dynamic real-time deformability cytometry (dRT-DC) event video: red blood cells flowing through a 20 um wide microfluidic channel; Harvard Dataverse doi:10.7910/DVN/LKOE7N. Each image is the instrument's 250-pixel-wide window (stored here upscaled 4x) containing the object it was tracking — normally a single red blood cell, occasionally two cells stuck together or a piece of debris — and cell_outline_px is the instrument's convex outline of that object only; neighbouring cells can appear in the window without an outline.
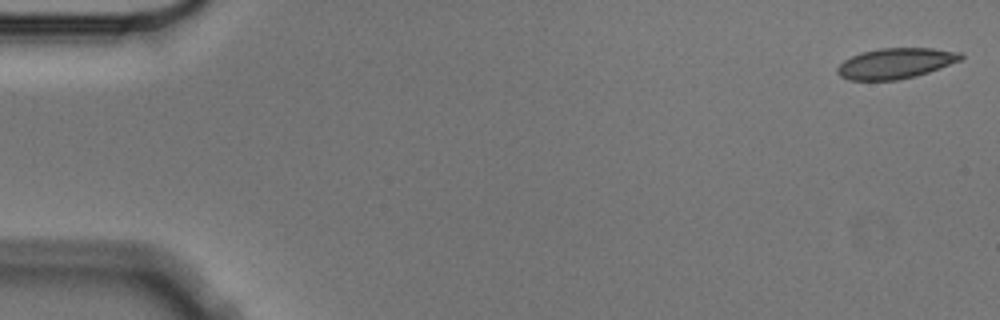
{"species": "Egyptian fruit bat (a non-hibernating species)", "species_latin": "Rousettus aegyptiacus", "temperature_condition": "cold", "stored_images_in_passage": 5, "camera_frame_rate_fps": 3000, "um_per_image_px": 0.085, "animal": {"sex": "male"}, "frame": {"image": 1, "passage_image": 1, "time_ms": 0.0, "image_size_px": [1000, 320], "cell_outline_px": [[964, 56], [960, 60], [940, 68], [916, 76], [896, 80], [848, 80], [840, 76], [836, 72], [836, 68], [844, 60], [860, 52], [880, 48], [932, 48], [960, 52]], "centroid_in_image_um": [76.1, 5.38], "position_along_channel_um": 8.9, "area_um2": 21.96}}
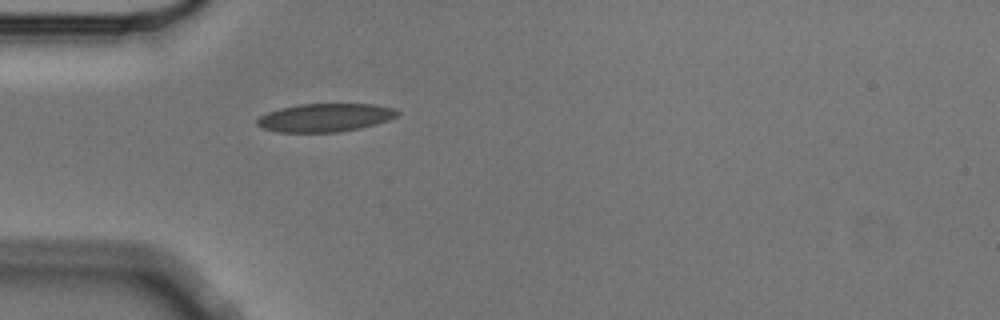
{"frame": {"image": 2, "passage_image": 5, "time_ms": 1.333, "image_size_px": [1000, 320], "cell_outline_px": [[400, 112], [396, 116], [388, 120], [360, 128], [340, 132], [276, 132], [264, 128], [256, 124], [256, 120], [260, 116], [268, 112], [280, 108], [300, 104], [376, 104], [396, 108]], "centroid_in_image_um": [27.65, 9.99], "position_along_channel_um": 57.4, "area_um2": 23.12}}